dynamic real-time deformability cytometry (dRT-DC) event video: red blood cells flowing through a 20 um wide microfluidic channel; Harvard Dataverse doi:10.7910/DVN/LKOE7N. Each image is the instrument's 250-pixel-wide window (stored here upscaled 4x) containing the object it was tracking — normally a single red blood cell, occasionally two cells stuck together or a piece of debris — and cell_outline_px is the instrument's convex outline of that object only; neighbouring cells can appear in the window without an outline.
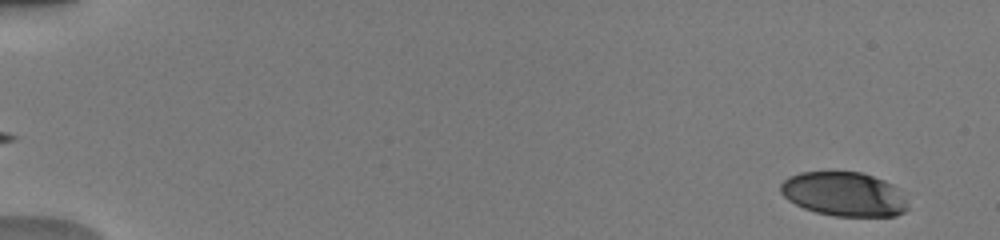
{"species": "human", "species_latin": "Homo sapiens", "temperature_condition": "warm", "stored_images_in_passage": 36, "camera_frame_rate_fps": 3000, "um_per_image_px": 0.085, "donor": {"sex": "male"}, "frame": {"image": 1, "passage_image": 3, "time_ms": 1.0, "image_size_px": [1000, 240], "cell_outline_px": [[908, 208], [904, 212], [896, 216], [836, 216], [816, 212], [804, 208], [788, 200], [780, 192], [780, 184], [788, 176], [800, 172], [860, 172], [884, 180], [900, 188], [908, 200]], "centroid_in_image_um": [71.78, 16.5], "position_along_channel_um": 13.2, "area_um2": 33.06}}
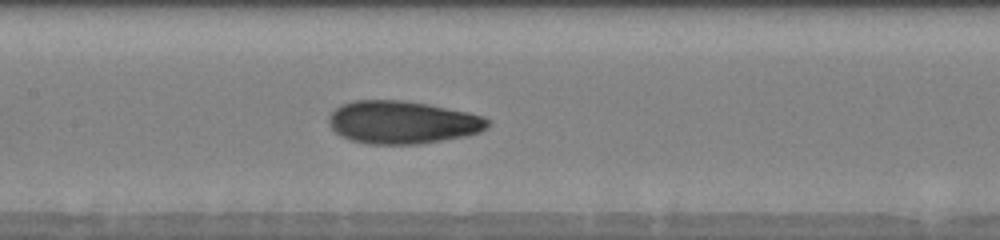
{"frame": {"image": 2, "passage_image": 19, "time_ms": 9.0, "image_size_px": [1000, 240], "cell_outline_px": [[488, 128], [480, 132], [468, 136], [416, 144], [368, 144], [352, 140], [340, 136], [328, 124], [328, 116], [340, 104], [352, 100], [404, 100], [428, 104], [468, 112], [480, 116], [488, 120]], "centroid_in_image_um": [34.18, 10.39], "position_along_channel_um": 173.2, "area_um2": 39.77}}
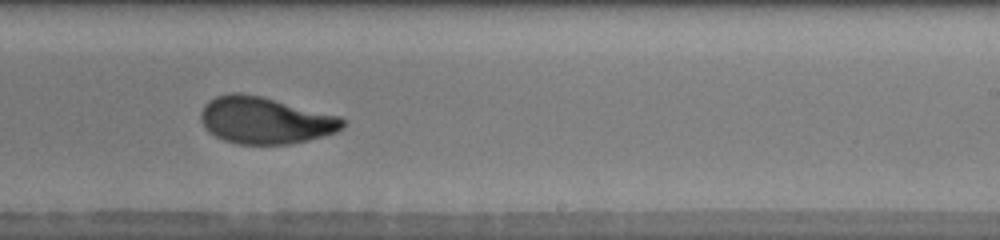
{"frame": {"image": 3, "passage_image": 24, "time_ms": 11.333, "image_size_px": [1000, 240], "cell_outline_px": [[344, 128], [336, 132], [308, 140], [288, 144], [240, 144], [224, 140], [208, 132], [204, 128], [200, 120], [200, 112], [204, 104], [208, 100], [216, 96], [232, 92], [240, 92], [260, 96], [340, 116], [344, 120]], "centroid_in_image_um": [22.5, 10.22], "position_along_channel_um": 266.5, "area_um2": 38.78}, "authors_computed_cell_mechanics": {"area_um2": 37.8879, "velocity_mm_per_s": 4.009, "shape_relaxation_time_tau1_ms": 4.6772, "shape_relaxation_time_tau2_ms": 1.4984, "deformation_change_tau1": 0.2047, "deformation_change_tau2": 0.0668}}